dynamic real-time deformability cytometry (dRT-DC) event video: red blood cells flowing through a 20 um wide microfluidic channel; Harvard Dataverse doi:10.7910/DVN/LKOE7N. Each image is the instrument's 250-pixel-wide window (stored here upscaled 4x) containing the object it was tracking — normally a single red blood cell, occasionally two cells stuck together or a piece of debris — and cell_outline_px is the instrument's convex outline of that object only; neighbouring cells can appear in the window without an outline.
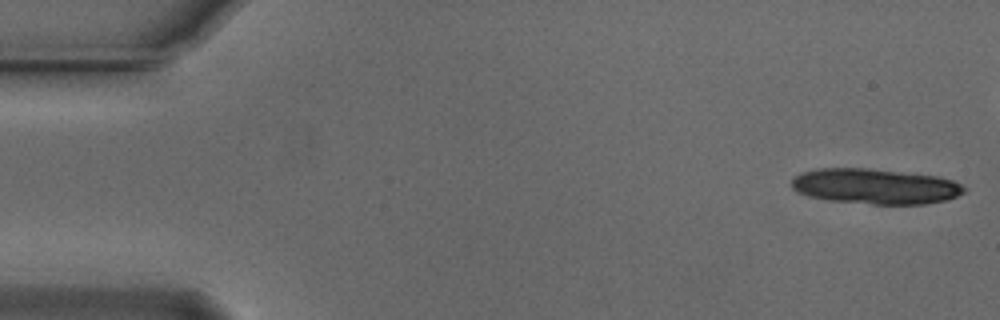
{"species": "Egyptian fruit bat (a non-hibernating species)", "species_latin": "Rousettus aegyptiacus", "temperature_condition": "cold", "stored_images_in_passage": 14, "camera_frame_rate_fps": 3000, "um_per_image_px": 0.085, "animal": {"sex": "male"}, "frame": {"image": 1, "passage_image": 1, "time_ms": 0.0, "image_size_px": [1000, 320], "cell_outline_px": [[964, 192], [948, 200], [924, 204], [872, 204], [828, 200], [808, 196], [796, 192], [792, 188], [792, 180], [796, 176], [804, 172], [816, 168], [868, 168], [936, 176], [952, 180], [960, 184], [964, 188]], "centroid_in_image_um": [74.37, 15.84], "position_along_channel_um": 10.6, "area_um2": 35.43}}